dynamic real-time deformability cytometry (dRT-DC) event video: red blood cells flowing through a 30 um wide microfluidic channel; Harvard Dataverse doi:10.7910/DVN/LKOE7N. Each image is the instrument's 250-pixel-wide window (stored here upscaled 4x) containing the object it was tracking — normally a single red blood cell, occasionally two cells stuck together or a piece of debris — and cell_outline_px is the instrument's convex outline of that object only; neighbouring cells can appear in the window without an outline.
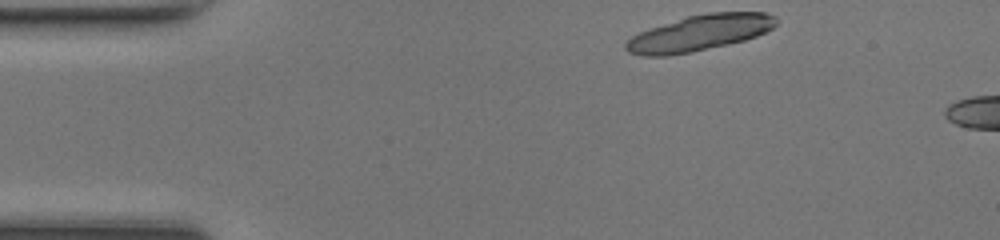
{"species": "common noctule bat (a hibernating species)", "species_latin": "Nyctalus noctula", "temperature_condition": "room temperature", "stored_images_in_passage": 11, "camera_frame_rate_fps": 3000, "um_per_image_px": 0.085, "animal": {"sex": "female", "body_mass_g": 17.0, "forearm_length_mm": 48.0}, "frame": {"image": 1, "passage_image": 1, "time_ms": 0.0, "image_size_px": [1000, 240], "cell_outline_px": [[780, 20], [772, 28], [756, 36], [744, 40], [728, 44], [692, 52], [668, 56], [644, 56], [628, 52], [624, 48], [624, 44], [632, 36], [640, 32], [688, 16], [708, 12], [764, 12], [776, 16]], "centroid_in_image_um": [59.49, 2.8], "position_along_channel_um": 25.5, "area_um2": 31.27}}